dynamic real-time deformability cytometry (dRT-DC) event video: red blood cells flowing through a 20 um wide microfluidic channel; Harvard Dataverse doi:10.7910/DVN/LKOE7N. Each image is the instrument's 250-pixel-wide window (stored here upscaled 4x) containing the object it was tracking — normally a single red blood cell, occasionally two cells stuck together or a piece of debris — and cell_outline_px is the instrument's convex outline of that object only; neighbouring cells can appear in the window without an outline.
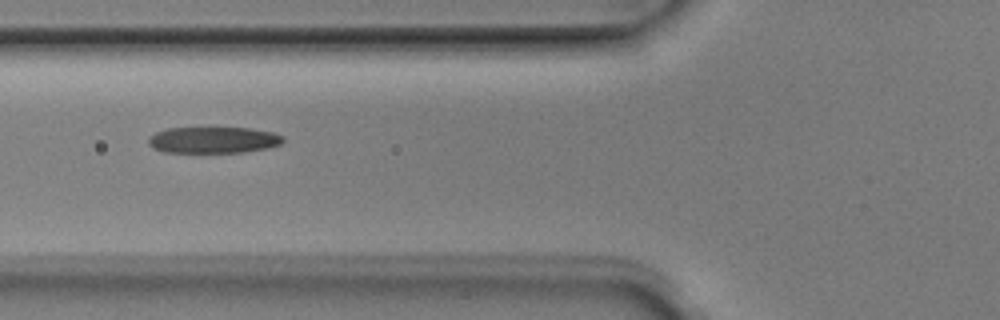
{"species": "Egyptian fruit bat (a non-hibernating species)", "species_latin": "Rousettus aegyptiacus", "temperature_condition": "room temperature", "stored_images_in_passage": 8, "camera_frame_rate_fps": 3000, "um_per_image_px": 0.085, "animal": {"sex": "male"}, "frame": {"image": 1, "passage_image": 5, "time_ms": 1.333, "image_size_px": [1000, 320], "cell_outline_px": [[284, 140], [280, 144], [268, 148], [244, 152], [164, 152], [152, 148], [148, 144], [148, 136], [156, 132], [168, 128], [212, 124], [252, 128], [272, 132], [284, 136]], "centroid_in_image_um": [18.11, 11.83], "position_along_channel_um": 107.7, "area_um2": 21.96}}
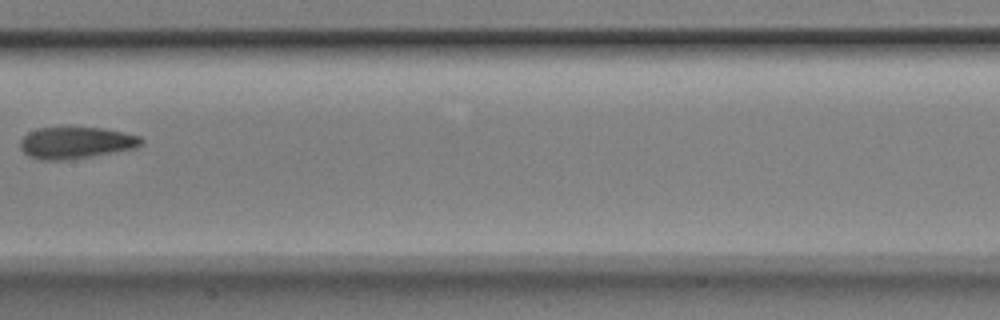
{"frame": {"image": 2, "passage_image": 7, "time_ms": 2.0, "image_size_px": [1000, 320], "cell_outline_px": [[144, 144], [136, 148], [72, 160], [44, 160], [28, 156], [20, 148], [20, 140], [28, 132], [40, 128], [100, 128], [124, 132], [140, 136], [144, 140]], "centroid_in_image_um": [6.48, 12.15], "position_along_channel_um": 200.9, "area_um2": 22.43}}
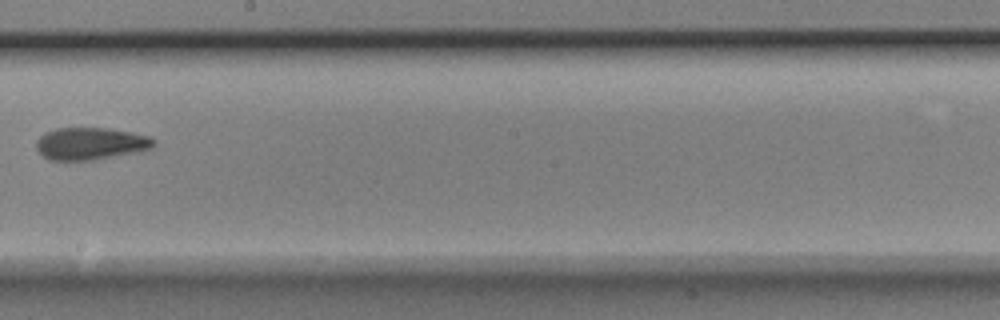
{"frame": {"image": 3, "passage_image": 8, "time_ms": 2.333, "image_size_px": [1000, 320], "cell_outline_px": [[156, 144], [152, 148], [140, 152], [92, 160], [48, 160], [36, 148], [36, 140], [44, 132], [56, 128], [108, 128], [132, 132], [152, 136], [156, 140]], "centroid_in_image_um": [7.74, 12.2], "position_along_channel_um": 240.5, "area_um2": 22.43}}